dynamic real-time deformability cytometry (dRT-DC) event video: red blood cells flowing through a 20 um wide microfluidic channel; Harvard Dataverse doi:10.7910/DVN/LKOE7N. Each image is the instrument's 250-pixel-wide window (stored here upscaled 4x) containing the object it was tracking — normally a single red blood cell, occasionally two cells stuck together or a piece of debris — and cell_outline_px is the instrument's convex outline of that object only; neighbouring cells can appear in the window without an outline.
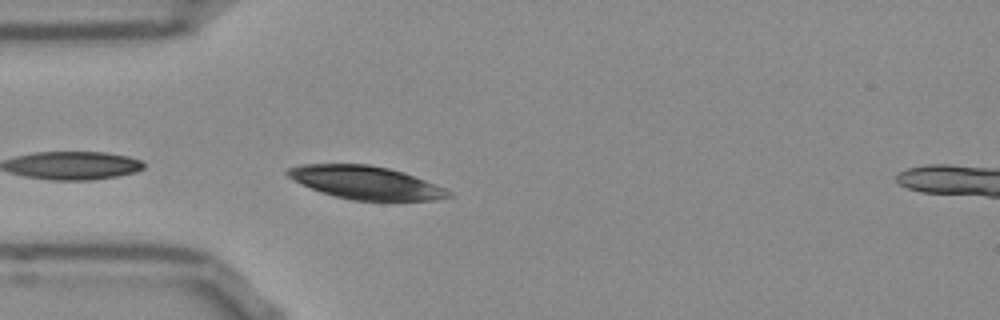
{"species": "Egyptian fruit bat (a non-hibernating species)", "species_latin": "Rousettus aegyptiacus", "temperature_condition": "room temperature", "stored_images_in_passage": 6, "camera_frame_rate_fps": 3000, "um_per_image_px": 0.085, "frame": {"image": 1, "passage_image": 2, "time_ms": 0.333, "image_size_px": [1000, 320], "cell_outline_px": [[452, 196], [436, 200], [352, 200], [320, 192], [300, 184], [292, 180], [284, 172], [288, 168], [300, 164], [368, 164], [388, 168], [404, 172], [444, 188], [452, 192]], "centroid_in_image_um": [31.04, 15.51], "position_along_channel_um": 54.0, "area_um2": 30.92}}